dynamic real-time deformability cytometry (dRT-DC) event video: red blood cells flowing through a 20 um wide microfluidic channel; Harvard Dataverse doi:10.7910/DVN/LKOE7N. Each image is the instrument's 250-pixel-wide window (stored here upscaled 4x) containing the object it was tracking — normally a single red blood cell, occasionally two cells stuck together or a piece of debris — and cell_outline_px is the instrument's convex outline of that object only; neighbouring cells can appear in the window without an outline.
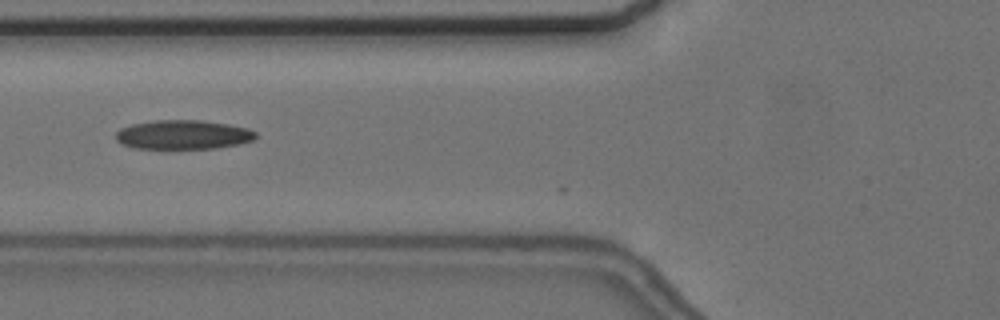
{"species": "common noctule bat (a hibernating species)", "species_latin": "Nyctalus noctula", "temperature_condition": "cold", "stored_images_in_passage": 6, "camera_frame_rate_fps": 3000, "um_per_image_px": 0.085, "animal": {"sex": "female", "body_mass_g": 24.6, "forearm_length_mm": 56.2}, "frame": {"image": 1, "passage_image": 3, "time_ms": 0.667, "image_size_px": [1000, 320], "cell_outline_px": [[256, 136], [252, 140], [240, 144], [216, 148], [132, 148], [120, 144], [116, 140], [116, 132], [120, 128], [132, 124], [156, 120], [200, 120], [228, 124], [248, 128], [256, 132]], "centroid_in_image_um": [15.54, 11.45], "position_along_channel_um": 110.3, "area_um2": 23.81}}